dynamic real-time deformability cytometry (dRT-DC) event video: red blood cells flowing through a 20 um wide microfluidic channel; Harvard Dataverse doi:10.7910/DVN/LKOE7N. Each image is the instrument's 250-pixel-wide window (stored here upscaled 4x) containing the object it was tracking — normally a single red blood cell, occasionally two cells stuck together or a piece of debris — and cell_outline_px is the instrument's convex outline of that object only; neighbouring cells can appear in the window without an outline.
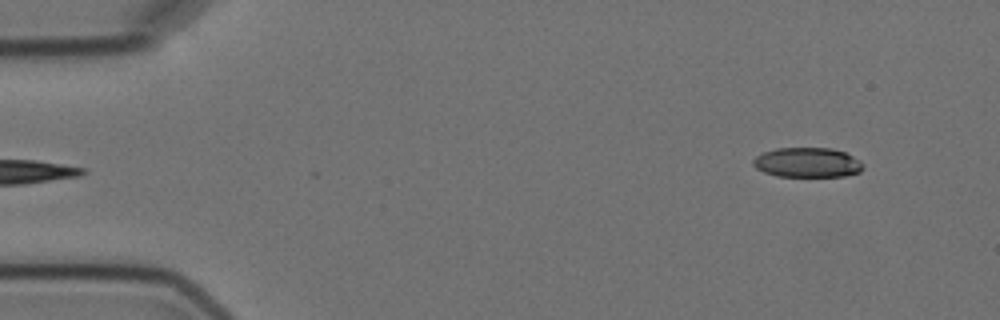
{"species": "Egyptian fruit bat (a non-hibernating species)", "species_latin": "Rousettus aegyptiacus", "temperature_condition": "cold", "stored_images_in_passage": 4, "segment_of_instrument_passage": [2, 2], "camera_frame_rate_fps": 3000, "um_per_image_px": 0.085, "animal": {"sex": "female"}, "frame": {"image": 1, "passage_image": 4, "time_ms": 5.333, "image_size_px": [1000, 320], "cell_outline_px": [[864, 168], [860, 172], [844, 176], [776, 176], [764, 172], [756, 168], [752, 164], [752, 160], [756, 156], [764, 152], [776, 148], [832, 148], [844, 152], [860, 160], [864, 164]], "centroid_in_image_um": [68.63, 13.81], "position_along_channel_um": 16.4, "area_um2": 19.13}}